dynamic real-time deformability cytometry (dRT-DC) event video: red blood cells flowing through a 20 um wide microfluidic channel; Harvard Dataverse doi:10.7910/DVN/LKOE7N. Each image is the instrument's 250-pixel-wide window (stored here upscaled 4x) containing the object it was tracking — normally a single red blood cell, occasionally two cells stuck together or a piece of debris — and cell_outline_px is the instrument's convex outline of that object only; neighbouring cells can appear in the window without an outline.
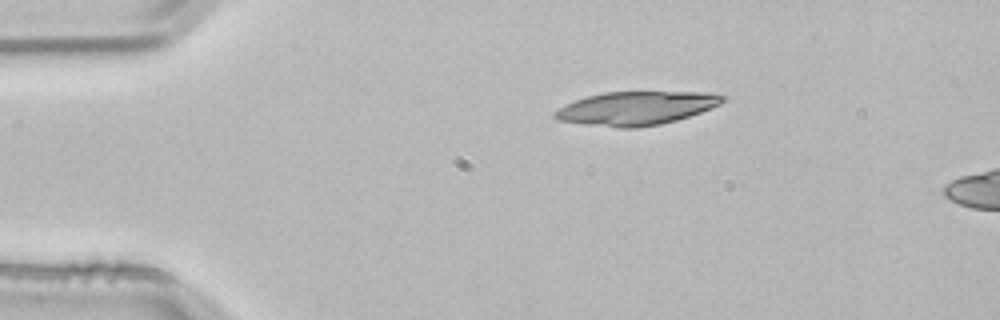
{"species": "common noctule bat (a hibernating species)", "species_latin": "Nyctalus noctula", "temperature_condition": "room temperature", "stored_images_in_passage": 3, "camera_frame_rate_fps": 3000, "um_per_image_px": 0.085, "animal": {"sex": "male", "body_mass_g": 21.5, "forearm_length_mm": 52.0}, "frame": {"image": 1, "passage_image": 1, "time_ms": 0.0, "image_size_px": [1000, 320], "cell_outline_px": [[728, 96], [720, 104], [712, 108], [676, 120], [660, 124], [636, 128], [616, 128], [580, 124], [556, 120], [552, 116], [552, 112], [576, 100], [588, 96], [604, 92], [712, 92]], "centroid_in_image_um": [54.07, 9.2], "position_along_channel_um": 30.9, "area_um2": 32.95}}